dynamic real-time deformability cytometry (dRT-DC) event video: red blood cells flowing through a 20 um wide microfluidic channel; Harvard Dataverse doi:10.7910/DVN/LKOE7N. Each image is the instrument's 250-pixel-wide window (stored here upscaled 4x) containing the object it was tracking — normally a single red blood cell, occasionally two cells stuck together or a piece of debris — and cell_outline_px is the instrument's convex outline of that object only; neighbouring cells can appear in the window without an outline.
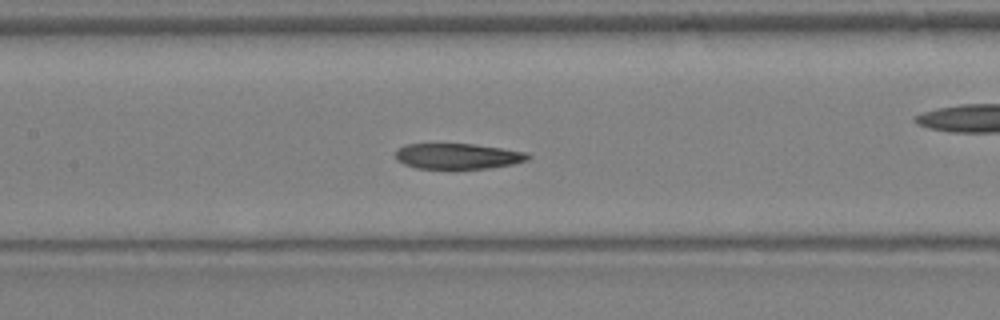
{"species": "Egyptian fruit bat (a non-hibernating species)", "species_latin": "Rousettus aegyptiacus", "temperature_condition": "warm", "stored_images_in_passage": 35, "camera_frame_rate_fps": 3000, "um_per_image_px": 0.085, "animal": {"sex": "female"}, "frame": {"image": 1, "passage_image": 16, "time_ms": 5.0, "image_size_px": [1000, 320], "cell_outline_px": [[532, 156], [528, 160], [512, 164], [488, 168], [416, 168], [404, 164], [396, 160], [396, 148], [408, 144], [472, 144], [528, 152]], "centroid_in_image_um": [38.91, 13.27], "position_along_channel_um": 168.5, "area_um2": 19.65}}
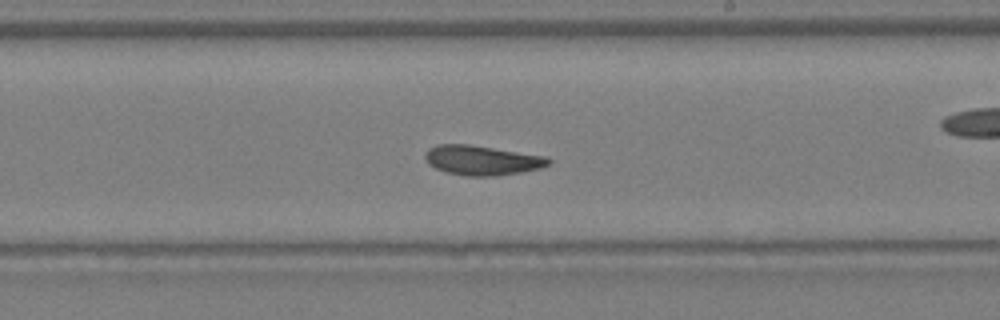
{"frame": {"image": 2, "passage_image": 20, "time_ms": 6.333, "image_size_px": [1000, 320], "cell_outline_px": [[552, 160], [548, 164], [540, 168], [520, 172], [496, 176], [464, 176], [448, 172], [436, 168], [428, 164], [424, 156], [424, 152], [428, 148], [436, 144], [468, 144], [544, 156]], "centroid_in_image_um": [40.91, 13.62], "position_along_channel_um": 248.1, "area_um2": 21.21}}